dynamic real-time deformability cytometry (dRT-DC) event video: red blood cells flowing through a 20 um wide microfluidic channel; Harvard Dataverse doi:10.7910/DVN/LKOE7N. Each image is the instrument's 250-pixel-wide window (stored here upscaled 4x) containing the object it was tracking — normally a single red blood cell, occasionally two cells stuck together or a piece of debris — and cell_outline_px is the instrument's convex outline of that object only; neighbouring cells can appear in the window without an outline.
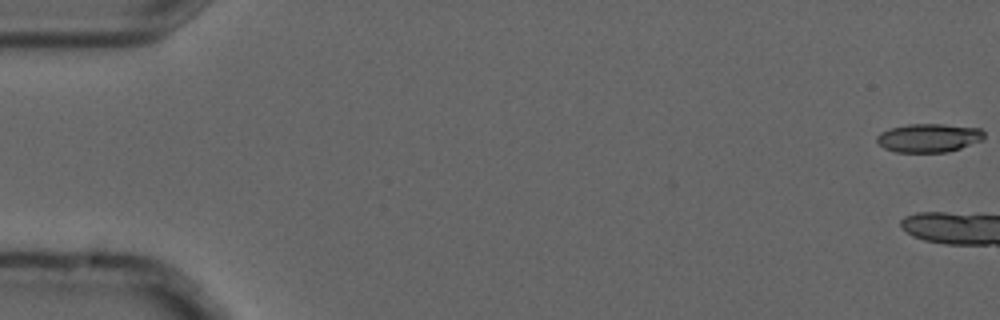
{"species": "common noctule bat (a hibernating species)", "species_latin": "Nyctalus noctula", "temperature_condition": "cold", "stored_images_in_passage": 3, "camera_frame_rate_fps": 3000, "um_per_image_px": 0.085, "animal": {"sex": "male", "forearm_length_mm": 52.5}, "frame": {"image": 1, "passage_image": 1, "time_ms": 0.0, "image_size_px": [1000, 320], "cell_outline_px": [[984, 140], [948, 152], [896, 152], [884, 148], [876, 140], [876, 136], [880, 132], [888, 128], [908, 124], [944, 124], [980, 128], [984, 132]], "centroid_in_image_um": [78.95, 11.71], "position_along_channel_um": 6.1, "area_um2": 18.03}}